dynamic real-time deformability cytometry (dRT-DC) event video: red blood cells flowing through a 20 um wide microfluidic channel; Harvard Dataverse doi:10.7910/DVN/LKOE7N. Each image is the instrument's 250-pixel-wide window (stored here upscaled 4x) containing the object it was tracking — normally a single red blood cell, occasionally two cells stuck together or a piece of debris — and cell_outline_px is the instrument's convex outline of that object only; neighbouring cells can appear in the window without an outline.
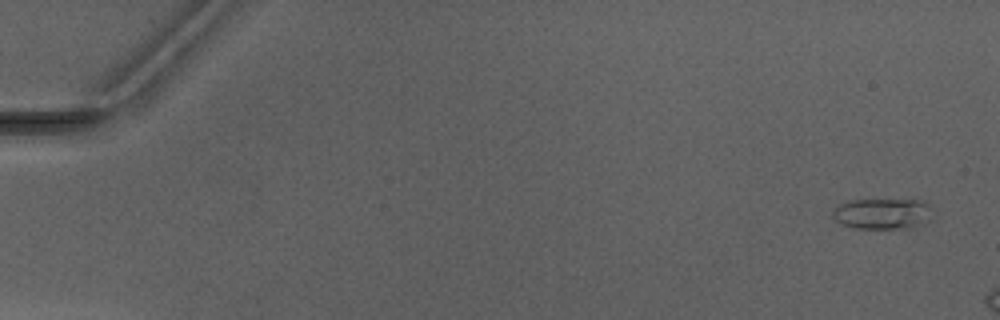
{"species": "Egyptian fruit bat (a non-hibernating species)", "species_latin": "Rousettus aegyptiacus", "temperature_condition": "warm", "stored_images_in_passage": 7, "camera_frame_rate_fps": 3000, "um_per_image_px": 0.085, "animal": {"sex": "male"}, "frame": {"image": 1, "passage_image": 1, "time_ms": 0.0, "image_size_px": [1000, 320], "cell_outline_px": [[932, 220], [916, 228], [852, 228], [840, 224], [832, 216], [832, 212], [840, 204], [848, 200], [924, 200], [928, 204]], "centroid_in_image_um": [75.04, 18.18], "position_along_channel_um": 10.0, "area_um2": 18.15}}